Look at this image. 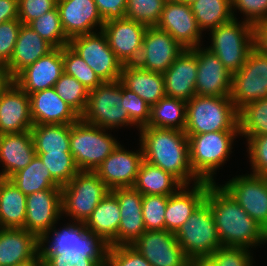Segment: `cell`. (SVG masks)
I'll return each mask as SVG.
<instances>
[{"label":"cell","mask_w":267,"mask_h":266,"mask_svg":"<svg viewBox=\"0 0 267 266\" xmlns=\"http://www.w3.org/2000/svg\"><path fill=\"white\" fill-rule=\"evenodd\" d=\"M205 202L214 216L222 247L252 248L267 242V233L216 182H208Z\"/></svg>","instance_id":"6da1fadb"},{"label":"cell","mask_w":267,"mask_h":266,"mask_svg":"<svg viewBox=\"0 0 267 266\" xmlns=\"http://www.w3.org/2000/svg\"><path fill=\"white\" fill-rule=\"evenodd\" d=\"M139 130L145 161L173 174L184 185L201 181L191 169L189 141L184 131L149 126Z\"/></svg>","instance_id":"7a4b0ae2"},{"label":"cell","mask_w":267,"mask_h":266,"mask_svg":"<svg viewBox=\"0 0 267 266\" xmlns=\"http://www.w3.org/2000/svg\"><path fill=\"white\" fill-rule=\"evenodd\" d=\"M77 223V224H76ZM68 223L62 230H56L55 225L38 238V260L44 264L55 255L86 256L93 258L101 266L107 264V254L110 245L99 235L89 231L82 222ZM51 232L52 241L49 239ZM45 243H49L48 246Z\"/></svg>","instance_id":"3957f363"},{"label":"cell","mask_w":267,"mask_h":266,"mask_svg":"<svg viewBox=\"0 0 267 266\" xmlns=\"http://www.w3.org/2000/svg\"><path fill=\"white\" fill-rule=\"evenodd\" d=\"M239 131L238 110L230 97L195 95L186 106V134Z\"/></svg>","instance_id":"277c9868"},{"label":"cell","mask_w":267,"mask_h":266,"mask_svg":"<svg viewBox=\"0 0 267 266\" xmlns=\"http://www.w3.org/2000/svg\"><path fill=\"white\" fill-rule=\"evenodd\" d=\"M238 134L239 131L186 134L189 141L190 166L201 181L215 182L213 175L228 160L232 143Z\"/></svg>","instance_id":"5b68a950"},{"label":"cell","mask_w":267,"mask_h":266,"mask_svg":"<svg viewBox=\"0 0 267 266\" xmlns=\"http://www.w3.org/2000/svg\"><path fill=\"white\" fill-rule=\"evenodd\" d=\"M106 130L81 118L70 124V152L79 171H96L119 145Z\"/></svg>","instance_id":"8992f818"},{"label":"cell","mask_w":267,"mask_h":266,"mask_svg":"<svg viewBox=\"0 0 267 266\" xmlns=\"http://www.w3.org/2000/svg\"><path fill=\"white\" fill-rule=\"evenodd\" d=\"M174 235L193 264L209 257L222 247L213 213L205 201Z\"/></svg>","instance_id":"52a82bcc"},{"label":"cell","mask_w":267,"mask_h":266,"mask_svg":"<svg viewBox=\"0 0 267 266\" xmlns=\"http://www.w3.org/2000/svg\"><path fill=\"white\" fill-rule=\"evenodd\" d=\"M210 32L212 42L208 49L232 74L239 71L254 48L253 25L245 21L240 23L235 17Z\"/></svg>","instance_id":"ba28073f"},{"label":"cell","mask_w":267,"mask_h":266,"mask_svg":"<svg viewBox=\"0 0 267 266\" xmlns=\"http://www.w3.org/2000/svg\"><path fill=\"white\" fill-rule=\"evenodd\" d=\"M62 189V214L85 223L110 189L95 171H79Z\"/></svg>","instance_id":"9c48e42d"},{"label":"cell","mask_w":267,"mask_h":266,"mask_svg":"<svg viewBox=\"0 0 267 266\" xmlns=\"http://www.w3.org/2000/svg\"><path fill=\"white\" fill-rule=\"evenodd\" d=\"M121 99L120 80L102 82L89 91L87 106L81 119L103 129L112 130L120 126H135L127 111L122 107Z\"/></svg>","instance_id":"30bf717a"},{"label":"cell","mask_w":267,"mask_h":266,"mask_svg":"<svg viewBox=\"0 0 267 266\" xmlns=\"http://www.w3.org/2000/svg\"><path fill=\"white\" fill-rule=\"evenodd\" d=\"M68 46L92 68L102 82L120 80L123 64L110 48L102 30L73 37Z\"/></svg>","instance_id":"8fae6325"},{"label":"cell","mask_w":267,"mask_h":266,"mask_svg":"<svg viewBox=\"0 0 267 266\" xmlns=\"http://www.w3.org/2000/svg\"><path fill=\"white\" fill-rule=\"evenodd\" d=\"M230 98L239 111L246 104L267 98V55L253 48L241 69L232 74Z\"/></svg>","instance_id":"7c38bea8"},{"label":"cell","mask_w":267,"mask_h":266,"mask_svg":"<svg viewBox=\"0 0 267 266\" xmlns=\"http://www.w3.org/2000/svg\"><path fill=\"white\" fill-rule=\"evenodd\" d=\"M222 187L267 233V178L252 173L240 175Z\"/></svg>","instance_id":"4fadbf2b"},{"label":"cell","mask_w":267,"mask_h":266,"mask_svg":"<svg viewBox=\"0 0 267 266\" xmlns=\"http://www.w3.org/2000/svg\"><path fill=\"white\" fill-rule=\"evenodd\" d=\"M152 266H192L174 233L145 231L132 245Z\"/></svg>","instance_id":"5bb4252c"},{"label":"cell","mask_w":267,"mask_h":266,"mask_svg":"<svg viewBox=\"0 0 267 266\" xmlns=\"http://www.w3.org/2000/svg\"><path fill=\"white\" fill-rule=\"evenodd\" d=\"M26 202L23 229L39 238L49 231L62 215V189L53 187L29 194Z\"/></svg>","instance_id":"9a60e30c"},{"label":"cell","mask_w":267,"mask_h":266,"mask_svg":"<svg viewBox=\"0 0 267 266\" xmlns=\"http://www.w3.org/2000/svg\"><path fill=\"white\" fill-rule=\"evenodd\" d=\"M146 30V25L127 18L107 21L102 28L110 48L123 65L138 61Z\"/></svg>","instance_id":"2e32d148"},{"label":"cell","mask_w":267,"mask_h":266,"mask_svg":"<svg viewBox=\"0 0 267 266\" xmlns=\"http://www.w3.org/2000/svg\"><path fill=\"white\" fill-rule=\"evenodd\" d=\"M157 28L168 32L185 49L200 44L202 30L190 5L180 0H166Z\"/></svg>","instance_id":"e0dca14e"},{"label":"cell","mask_w":267,"mask_h":266,"mask_svg":"<svg viewBox=\"0 0 267 266\" xmlns=\"http://www.w3.org/2000/svg\"><path fill=\"white\" fill-rule=\"evenodd\" d=\"M184 50L168 32L156 26L147 27L141 55L135 64L149 71L163 73Z\"/></svg>","instance_id":"ac0fdd59"},{"label":"cell","mask_w":267,"mask_h":266,"mask_svg":"<svg viewBox=\"0 0 267 266\" xmlns=\"http://www.w3.org/2000/svg\"><path fill=\"white\" fill-rule=\"evenodd\" d=\"M232 73L215 53L197 46V75L195 91L199 96L230 97Z\"/></svg>","instance_id":"d6986e66"},{"label":"cell","mask_w":267,"mask_h":266,"mask_svg":"<svg viewBox=\"0 0 267 266\" xmlns=\"http://www.w3.org/2000/svg\"><path fill=\"white\" fill-rule=\"evenodd\" d=\"M143 160L141 145L134 152L119 144L95 172L110 190L133 187Z\"/></svg>","instance_id":"ffe728a7"},{"label":"cell","mask_w":267,"mask_h":266,"mask_svg":"<svg viewBox=\"0 0 267 266\" xmlns=\"http://www.w3.org/2000/svg\"><path fill=\"white\" fill-rule=\"evenodd\" d=\"M117 198L121 221L110 246L132 245L146 230L142 215L143 195L133 187L110 190Z\"/></svg>","instance_id":"44dd1931"},{"label":"cell","mask_w":267,"mask_h":266,"mask_svg":"<svg viewBox=\"0 0 267 266\" xmlns=\"http://www.w3.org/2000/svg\"><path fill=\"white\" fill-rule=\"evenodd\" d=\"M63 73L62 48H54L36 62L23 69L14 78V82L29 95L54 87Z\"/></svg>","instance_id":"7402d4cb"},{"label":"cell","mask_w":267,"mask_h":266,"mask_svg":"<svg viewBox=\"0 0 267 266\" xmlns=\"http://www.w3.org/2000/svg\"><path fill=\"white\" fill-rule=\"evenodd\" d=\"M61 24L66 36L90 34L98 26L102 30L104 21L94 0H57Z\"/></svg>","instance_id":"603a6c76"},{"label":"cell","mask_w":267,"mask_h":266,"mask_svg":"<svg viewBox=\"0 0 267 266\" xmlns=\"http://www.w3.org/2000/svg\"><path fill=\"white\" fill-rule=\"evenodd\" d=\"M162 74L166 96L191 100L196 95L197 47L185 49Z\"/></svg>","instance_id":"cb8c5ba5"},{"label":"cell","mask_w":267,"mask_h":266,"mask_svg":"<svg viewBox=\"0 0 267 266\" xmlns=\"http://www.w3.org/2000/svg\"><path fill=\"white\" fill-rule=\"evenodd\" d=\"M30 97L15 82L0 96V134L31 130Z\"/></svg>","instance_id":"d4e9b609"},{"label":"cell","mask_w":267,"mask_h":266,"mask_svg":"<svg viewBox=\"0 0 267 266\" xmlns=\"http://www.w3.org/2000/svg\"><path fill=\"white\" fill-rule=\"evenodd\" d=\"M38 260V238L23 228H0V266H26Z\"/></svg>","instance_id":"484cf974"},{"label":"cell","mask_w":267,"mask_h":266,"mask_svg":"<svg viewBox=\"0 0 267 266\" xmlns=\"http://www.w3.org/2000/svg\"><path fill=\"white\" fill-rule=\"evenodd\" d=\"M29 97L33 125L73 124L81 118L54 87L29 94Z\"/></svg>","instance_id":"4316f807"},{"label":"cell","mask_w":267,"mask_h":266,"mask_svg":"<svg viewBox=\"0 0 267 266\" xmlns=\"http://www.w3.org/2000/svg\"><path fill=\"white\" fill-rule=\"evenodd\" d=\"M188 186L183 185L177 192L168 197L165 212V230L174 234L205 201L207 195V181L193 184L191 190Z\"/></svg>","instance_id":"83f0119b"},{"label":"cell","mask_w":267,"mask_h":266,"mask_svg":"<svg viewBox=\"0 0 267 266\" xmlns=\"http://www.w3.org/2000/svg\"><path fill=\"white\" fill-rule=\"evenodd\" d=\"M36 156L31 131L0 134V162L3 170L0 178L9 179L24 169Z\"/></svg>","instance_id":"f1b7e54d"},{"label":"cell","mask_w":267,"mask_h":266,"mask_svg":"<svg viewBox=\"0 0 267 266\" xmlns=\"http://www.w3.org/2000/svg\"><path fill=\"white\" fill-rule=\"evenodd\" d=\"M55 47L42 38L27 24H22L16 40L13 55L6 65L15 78L23 69L36 62Z\"/></svg>","instance_id":"f546056e"},{"label":"cell","mask_w":267,"mask_h":266,"mask_svg":"<svg viewBox=\"0 0 267 266\" xmlns=\"http://www.w3.org/2000/svg\"><path fill=\"white\" fill-rule=\"evenodd\" d=\"M120 81L150 107L166 96L163 74L143 69L137 64L123 65Z\"/></svg>","instance_id":"4dcf8cb0"},{"label":"cell","mask_w":267,"mask_h":266,"mask_svg":"<svg viewBox=\"0 0 267 266\" xmlns=\"http://www.w3.org/2000/svg\"><path fill=\"white\" fill-rule=\"evenodd\" d=\"M183 185L173 174L143 160L133 188L142 195L170 196Z\"/></svg>","instance_id":"1f68e13d"},{"label":"cell","mask_w":267,"mask_h":266,"mask_svg":"<svg viewBox=\"0 0 267 266\" xmlns=\"http://www.w3.org/2000/svg\"><path fill=\"white\" fill-rule=\"evenodd\" d=\"M121 211L116 196L110 191L85 222L89 231L102 237L109 245L117 238Z\"/></svg>","instance_id":"d6a6232c"},{"label":"cell","mask_w":267,"mask_h":266,"mask_svg":"<svg viewBox=\"0 0 267 266\" xmlns=\"http://www.w3.org/2000/svg\"><path fill=\"white\" fill-rule=\"evenodd\" d=\"M26 195L9 179L0 178V226L23 228L26 219Z\"/></svg>","instance_id":"836d02e7"},{"label":"cell","mask_w":267,"mask_h":266,"mask_svg":"<svg viewBox=\"0 0 267 266\" xmlns=\"http://www.w3.org/2000/svg\"><path fill=\"white\" fill-rule=\"evenodd\" d=\"M30 131L36 153H71L70 124H38Z\"/></svg>","instance_id":"e575fe53"},{"label":"cell","mask_w":267,"mask_h":266,"mask_svg":"<svg viewBox=\"0 0 267 266\" xmlns=\"http://www.w3.org/2000/svg\"><path fill=\"white\" fill-rule=\"evenodd\" d=\"M36 155L24 169L13 174L9 180L24 194L29 195L53 187H61Z\"/></svg>","instance_id":"d590c367"},{"label":"cell","mask_w":267,"mask_h":266,"mask_svg":"<svg viewBox=\"0 0 267 266\" xmlns=\"http://www.w3.org/2000/svg\"><path fill=\"white\" fill-rule=\"evenodd\" d=\"M187 102L165 96L151 107L147 126L184 131L186 127Z\"/></svg>","instance_id":"8d00e7d4"},{"label":"cell","mask_w":267,"mask_h":266,"mask_svg":"<svg viewBox=\"0 0 267 266\" xmlns=\"http://www.w3.org/2000/svg\"><path fill=\"white\" fill-rule=\"evenodd\" d=\"M190 7L202 31L216 28L234 18L231 0H196Z\"/></svg>","instance_id":"74e56055"},{"label":"cell","mask_w":267,"mask_h":266,"mask_svg":"<svg viewBox=\"0 0 267 266\" xmlns=\"http://www.w3.org/2000/svg\"><path fill=\"white\" fill-rule=\"evenodd\" d=\"M239 135L244 137L267 134V98L246 104L238 111Z\"/></svg>","instance_id":"f35d334b"},{"label":"cell","mask_w":267,"mask_h":266,"mask_svg":"<svg viewBox=\"0 0 267 266\" xmlns=\"http://www.w3.org/2000/svg\"><path fill=\"white\" fill-rule=\"evenodd\" d=\"M27 25L55 48H63L69 43L70 39L63 30L57 6Z\"/></svg>","instance_id":"ab89813d"},{"label":"cell","mask_w":267,"mask_h":266,"mask_svg":"<svg viewBox=\"0 0 267 266\" xmlns=\"http://www.w3.org/2000/svg\"><path fill=\"white\" fill-rule=\"evenodd\" d=\"M54 88L57 94L80 116L84 113L88 102L89 90L76 78L64 72L55 83Z\"/></svg>","instance_id":"60d3db41"},{"label":"cell","mask_w":267,"mask_h":266,"mask_svg":"<svg viewBox=\"0 0 267 266\" xmlns=\"http://www.w3.org/2000/svg\"><path fill=\"white\" fill-rule=\"evenodd\" d=\"M51 177L62 187L79 172L71 153H36Z\"/></svg>","instance_id":"b9f144b4"},{"label":"cell","mask_w":267,"mask_h":266,"mask_svg":"<svg viewBox=\"0 0 267 266\" xmlns=\"http://www.w3.org/2000/svg\"><path fill=\"white\" fill-rule=\"evenodd\" d=\"M64 72L76 78L89 91L102 83L91 67L68 45L62 48Z\"/></svg>","instance_id":"7bdbcfd3"},{"label":"cell","mask_w":267,"mask_h":266,"mask_svg":"<svg viewBox=\"0 0 267 266\" xmlns=\"http://www.w3.org/2000/svg\"><path fill=\"white\" fill-rule=\"evenodd\" d=\"M165 2L166 0H126L125 16L147 27L156 26Z\"/></svg>","instance_id":"ee69618b"},{"label":"cell","mask_w":267,"mask_h":266,"mask_svg":"<svg viewBox=\"0 0 267 266\" xmlns=\"http://www.w3.org/2000/svg\"><path fill=\"white\" fill-rule=\"evenodd\" d=\"M253 257L245 247H220L197 266H253Z\"/></svg>","instance_id":"f6af8a7d"},{"label":"cell","mask_w":267,"mask_h":266,"mask_svg":"<svg viewBox=\"0 0 267 266\" xmlns=\"http://www.w3.org/2000/svg\"><path fill=\"white\" fill-rule=\"evenodd\" d=\"M169 196L143 195L142 215L146 231L165 229V212Z\"/></svg>","instance_id":"bcb514c9"},{"label":"cell","mask_w":267,"mask_h":266,"mask_svg":"<svg viewBox=\"0 0 267 266\" xmlns=\"http://www.w3.org/2000/svg\"><path fill=\"white\" fill-rule=\"evenodd\" d=\"M122 90V107L127 111L130 120L137 126L142 128L147 126L150 121L151 107L136 93L126 88L121 82Z\"/></svg>","instance_id":"7dc6e473"},{"label":"cell","mask_w":267,"mask_h":266,"mask_svg":"<svg viewBox=\"0 0 267 266\" xmlns=\"http://www.w3.org/2000/svg\"><path fill=\"white\" fill-rule=\"evenodd\" d=\"M106 266H152L131 245L110 246Z\"/></svg>","instance_id":"c3c4849f"},{"label":"cell","mask_w":267,"mask_h":266,"mask_svg":"<svg viewBox=\"0 0 267 266\" xmlns=\"http://www.w3.org/2000/svg\"><path fill=\"white\" fill-rule=\"evenodd\" d=\"M247 140L252 174L267 178V134L249 136Z\"/></svg>","instance_id":"681fc988"},{"label":"cell","mask_w":267,"mask_h":266,"mask_svg":"<svg viewBox=\"0 0 267 266\" xmlns=\"http://www.w3.org/2000/svg\"><path fill=\"white\" fill-rule=\"evenodd\" d=\"M21 21L13 19L0 23V63L7 65L13 55L14 46L21 28Z\"/></svg>","instance_id":"f907efd6"},{"label":"cell","mask_w":267,"mask_h":266,"mask_svg":"<svg viewBox=\"0 0 267 266\" xmlns=\"http://www.w3.org/2000/svg\"><path fill=\"white\" fill-rule=\"evenodd\" d=\"M232 15L235 18L233 10L243 12L245 22L255 25L267 20V0H231Z\"/></svg>","instance_id":"816d5d0a"},{"label":"cell","mask_w":267,"mask_h":266,"mask_svg":"<svg viewBox=\"0 0 267 266\" xmlns=\"http://www.w3.org/2000/svg\"><path fill=\"white\" fill-rule=\"evenodd\" d=\"M57 6V0H18V19L28 24Z\"/></svg>","instance_id":"f5cc1de1"},{"label":"cell","mask_w":267,"mask_h":266,"mask_svg":"<svg viewBox=\"0 0 267 266\" xmlns=\"http://www.w3.org/2000/svg\"><path fill=\"white\" fill-rule=\"evenodd\" d=\"M104 23L126 18V0H94Z\"/></svg>","instance_id":"db71d44e"},{"label":"cell","mask_w":267,"mask_h":266,"mask_svg":"<svg viewBox=\"0 0 267 266\" xmlns=\"http://www.w3.org/2000/svg\"><path fill=\"white\" fill-rule=\"evenodd\" d=\"M44 266H101L93 258L86 256L55 255L50 257Z\"/></svg>","instance_id":"11a10c76"},{"label":"cell","mask_w":267,"mask_h":266,"mask_svg":"<svg viewBox=\"0 0 267 266\" xmlns=\"http://www.w3.org/2000/svg\"><path fill=\"white\" fill-rule=\"evenodd\" d=\"M254 48L267 55V20L253 25Z\"/></svg>","instance_id":"9f6ffc18"},{"label":"cell","mask_w":267,"mask_h":266,"mask_svg":"<svg viewBox=\"0 0 267 266\" xmlns=\"http://www.w3.org/2000/svg\"><path fill=\"white\" fill-rule=\"evenodd\" d=\"M18 19V0H0V23Z\"/></svg>","instance_id":"6f0895ef"},{"label":"cell","mask_w":267,"mask_h":266,"mask_svg":"<svg viewBox=\"0 0 267 266\" xmlns=\"http://www.w3.org/2000/svg\"><path fill=\"white\" fill-rule=\"evenodd\" d=\"M13 83L14 78L12 77L8 67L0 63V96Z\"/></svg>","instance_id":"680465c9"},{"label":"cell","mask_w":267,"mask_h":266,"mask_svg":"<svg viewBox=\"0 0 267 266\" xmlns=\"http://www.w3.org/2000/svg\"><path fill=\"white\" fill-rule=\"evenodd\" d=\"M26 266H44L39 260L29 264V265H26Z\"/></svg>","instance_id":"91938a15"},{"label":"cell","mask_w":267,"mask_h":266,"mask_svg":"<svg viewBox=\"0 0 267 266\" xmlns=\"http://www.w3.org/2000/svg\"><path fill=\"white\" fill-rule=\"evenodd\" d=\"M180 1L185 2L186 4L190 5L193 2H195L196 0H180Z\"/></svg>","instance_id":"94428289"}]
</instances>
